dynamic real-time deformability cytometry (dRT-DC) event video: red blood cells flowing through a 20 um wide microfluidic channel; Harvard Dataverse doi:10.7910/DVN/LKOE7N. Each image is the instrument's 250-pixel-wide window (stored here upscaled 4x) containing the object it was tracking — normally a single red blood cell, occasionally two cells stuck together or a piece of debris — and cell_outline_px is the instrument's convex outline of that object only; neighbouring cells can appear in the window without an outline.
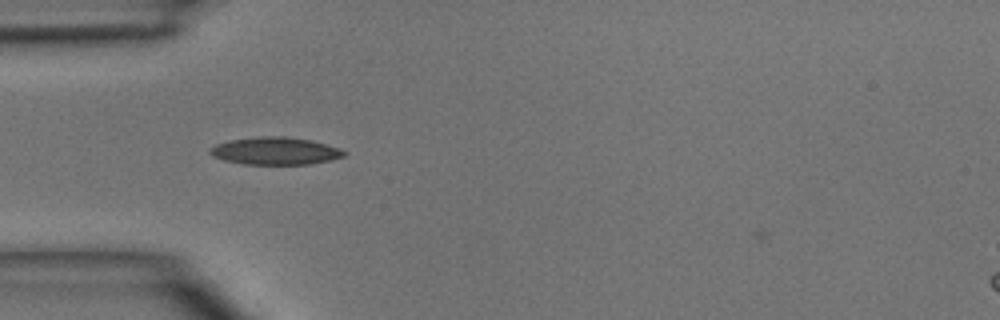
{"species": "common noctule bat (a hibernating species)", "species_latin": "Nyctalus noctula", "temperature_condition": "room temperature", "stored_images_in_passage": 3, "camera_frame_rate_fps": 3000, "um_per_image_px": 0.085, "animal": {"sex": "male", "body_mass_g": 15.6}, "frame": {"image": 1, "passage_image": 1, "time_ms": 0.0, "image_size_px": [1000, 320], "cell_outline_px": [[348, 152], [344, 156], [332, 160], [308, 164], [244, 164], [224, 160], [212, 156], [208, 152], [216, 144], [228, 140], [260, 136], [288, 136], [312, 140]], "centroid_in_image_um": [23.38, 12.82], "position_along_channel_um": 61.6, "area_um2": 21.44}}
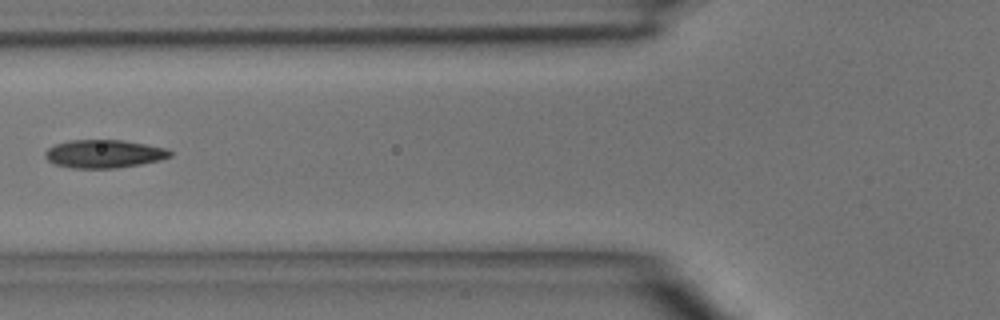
{"frame": {"image": 2, "passage_image": 2, "time_ms": 1.333, "image_size_px": [1000, 320], "cell_outline_px": [[172, 156], [160, 160], [140, 164], [116, 168], [72, 168], [56, 164], [48, 160], [44, 156], [44, 152], [48, 148], [56, 144], [68, 140], [124, 140], [168, 148], [172, 152]], "centroid_in_image_um": [8.86, 13.07], "position_along_channel_um": 116.9, "area_um2": 20.58}}